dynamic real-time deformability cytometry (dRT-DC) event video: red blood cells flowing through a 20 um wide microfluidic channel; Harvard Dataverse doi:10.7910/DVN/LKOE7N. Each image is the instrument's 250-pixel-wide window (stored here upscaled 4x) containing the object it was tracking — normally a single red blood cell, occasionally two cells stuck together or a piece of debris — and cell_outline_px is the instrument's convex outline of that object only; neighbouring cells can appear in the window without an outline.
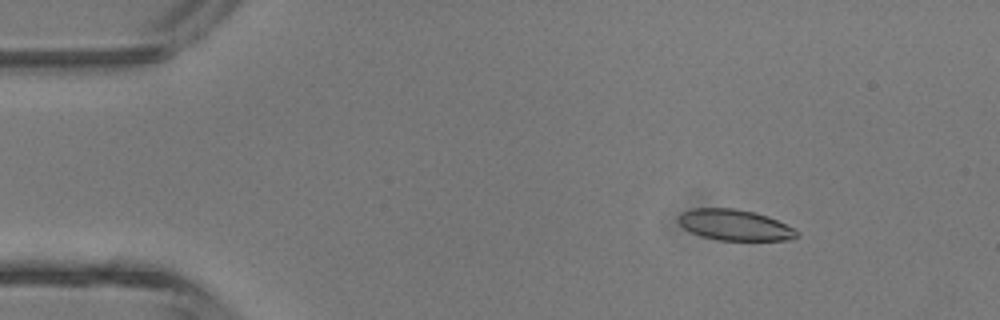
{"species": "common noctule bat (a hibernating species)", "species_latin": "Nyctalus noctula", "temperature_condition": "room temperature", "stored_images_in_passage": 4, "camera_frame_rate_fps": 3000, "um_per_image_px": 0.085, "animal": {"sex": "male", "body_mass_g": 13.3}, "frame": {"image": 1, "passage_image": 2, "time_ms": 1.0, "image_size_px": [1000, 320], "cell_outline_px": [[796, 236], [792, 240], [720, 240], [704, 236], [692, 232], [684, 228], [680, 224], [680, 212], [692, 208], [736, 208], [768, 216], [796, 228]], "centroid_in_image_um": [62.48, 19.11], "position_along_channel_um": 22.5, "area_um2": 21.1}}
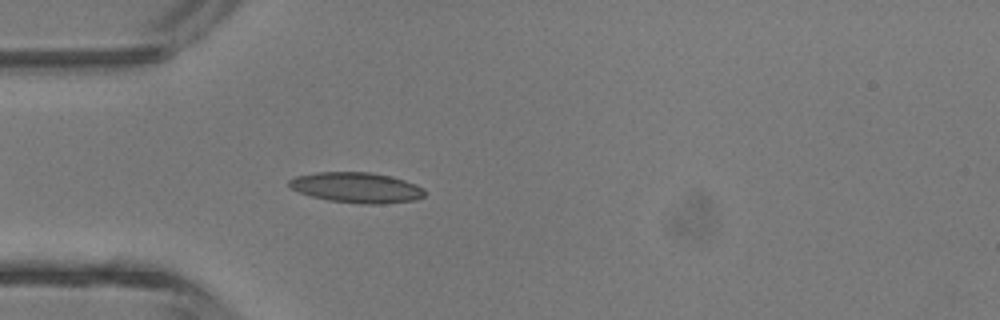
{"frame": {"image": 2, "passage_image": 4, "time_ms": 3.333, "image_size_px": [1000, 320], "cell_outline_px": [[424, 196], [416, 200], [380, 204], [360, 204], [328, 200], [312, 196], [300, 192], [292, 188], [288, 184], [288, 180], [296, 176], [316, 172], [368, 172], [388, 176], [404, 180], [416, 184], [424, 188]], "centroid_in_image_um": [30.32, 15.95], "position_along_channel_um": 54.7, "area_um2": 23.93}}